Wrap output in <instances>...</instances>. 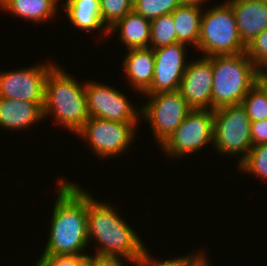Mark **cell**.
<instances>
[{
    "label": "cell",
    "mask_w": 267,
    "mask_h": 266,
    "mask_svg": "<svg viewBox=\"0 0 267 266\" xmlns=\"http://www.w3.org/2000/svg\"><path fill=\"white\" fill-rule=\"evenodd\" d=\"M44 255H88L87 190L61 178Z\"/></svg>",
    "instance_id": "cell-1"
},
{
    "label": "cell",
    "mask_w": 267,
    "mask_h": 266,
    "mask_svg": "<svg viewBox=\"0 0 267 266\" xmlns=\"http://www.w3.org/2000/svg\"><path fill=\"white\" fill-rule=\"evenodd\" d=\"M88 238L97 242L94 254L123 257L132 261L147 248L138 233L110 204L99 202L87 191ZM92 238L94 240H92Z\"/></svg>",
    "instance_id": "cell-2"
},
{
    "label": "cell",
    "mask_w": 267,
    "mask_h": 266,
    "mask_svg": "<svg viewBox=\"0 0 267 266\" xmlns=\"http://www.w3.org/2000/svg\"><path fill=\"white\" fill-rule=\"evenodd\" d=\"M49 115L72 134H76L89 119L85 83H78L58 64L50 69L45 83L43 116L47 119Z\"/></svg>",
    "instance_id": "cell-3"
},
{
    "label": "cell",
    "mask_w": 267,
    "mask_h": 266,
    "mask_svg": "<svg viewBox=\"0 0 267 266\" xmlns=\"http://www.w3.org/2000/svg\"><path fill=\"white\" fill-rule=\"evenodd\" d=\"M212 70V111L240 105L262 77L246 52L212 56Z\"/></svg>",
    "instance_id": "cell-4"
},
{
    "label": "cell",
    "mask_w": 267,
    "mask_h": 266,
    "mask_svg": "<svg viewBox=\"0 0 267 266\" xmlns=\"http://www.w3.org/2000/svg\"><path fill=\"white\" fill-rule=\"evenodd\" d=\"M199 50L204 57L246 52V46L238 33L233 9L227 2L206 10L203 8Z\"/></svg>",
    "instance_id": "cell-5"
},
{
    "label": "cell",
    "mask_w": 267,
    "mask_h": 266,
    "mask_svg": "<svg viewBox=\"0 0 267 266\" xmlns=\"http://www.w3.org/2000/svg\"><path fill=\"white\" fill-rule=\"evenodd\" d=\"M213 115V149L228 158L241 157L239 165L252 148L251 121L246 109L242 104L226 106L214 110Z\"/></svg>",
    "instance_id": "cell-6"
},
{
    "label": "cell",
    "mask_w": 267,
    "mask_h": 266,
    "mask_svg": "<svg viewBox=\"0 0 267 266\" xmlns=\"http://www.w3.org/2000/svg\"><path fill=\"white\" fill-rule=\"evenodd\" d=\"M147 96V102L140 107V119H145L150 125L156 144L161 147L192 109L179 91L145 95Z\"/></svg>",
    "instance_id": "cell-7"
},
{
    "label": "cell",
    "mask_w": 267,
    "mask_h": 266,
    "mask_svg": "<svg viewBox=\"0 0 267 266\" xmlns=\"http://www.w3.org/2000/svg\"><path fill=\"white\" fill-rule=\"evenodd\" d=\"M138 123H123L89 117L85 125L75 134L86 140L91 151L100 160L120 156L131 146L136 137Z\"/></svg>",
    "instance_id": "cell-8"
},
{
    "label": "cell",
    "mask_w": 267,
    "mask_h": 266,
    "mask_svg": "<svg viewBox=\"0 0 267 266\" xmlns=\"http://www.w3.org/2000/svg\"><path fill=\"white\" fill-rule=\"evenodd\" d=\"M213 111L192 109L185 120L161 146L172 159L185 157L213 145ZM174 157V158H173Z\"/></svg>",
    "instance_id": "cell-9"
},
{
    "label": "cell",
    "mask_w": 267,
    "mask_h": 266,
    "mask_svg": "<svg viewBox=\"0 0 267 266\" xmlns=\"http://www.w3.org/2000/svg\"><path fill=\"white\" fill-rule=\"evenodd\" d=\"M85 95L89 117L123 123H138L141 109L125 97L122 91L99 82H85Z\"/></svg>",
    "instance_id": "cell-10"
},
{
    "label": "cell",
    "mask_w": 267,
    "mask_h": 266,
    "mask_svg": "<svg viewBox=\"0 0 267 266\" xmlns=\"http://www.w3.org/2000/svg\"><path fill=\"white\" fill-rule=\"evenodd\" d=\"M53 62L38 63L34 66L13 71H0V97L45 104V83Z\"/></svg>",
    "instance_id": "cell-11"
},
{
    "label": "cell",
    "mask_w": 267,
    "mask_h": 266,
    "mask_svg": "<svg viewBox=\"0 0 267 266\" xmlns=\"http://www.w3.org/2000/svg\"><path fill=\"white\" fill-rule=\"evenodd\" d=\"M188 46L183 43L153 49L154 74L150 88L143 95L179 90L189 61L186 60Z\"/></svg>",
    "instance_id": "cell-12"
},
{
    "label": "cell",
    "mask_w": 267,
    "mask_h": 266,
    "mask_svg": "<svg viewBox=\"0 0 267 266\" xmlns=\"http://www.w3.org/2000/svg\"><path fill=\"white\" fill-rule=\"evenodd\" d=\"M212 56L189 60L179 92L195 110H212Z\"/></svg>",
    "instance_id": "cell-13"
},
{
    "label": "cell",
    "mask_w": 267,
    "mask_h": 266,
    "mask_svg": "<svg viewBox=\"0 0 267 266\" xmlns=\"http://www.w3.org/2000/svg\"><path fill=\"white\" fill-rule=\"evenodd\" d=\"M232 7L239 36L247 46L267 29V2L264 0H227Z\"/></svg>",
    "instance_id": "cell-14"
},
{
    "label": "cell",
    "mask_w": 267,
    "mask_h": 266,
    "mask_svg": "<svg viewBox=\"0 0 267 266\" xmlns=\"http://www.w3.org/2000/svg\"><path fill=\"white\" fill-rule=\"evenodd\" d=\"M124 57L123 69L128 84L139 94H144L151 86L154 74L153 48L129 49Z\"/></svg>",
    "instance_id": "cell-15"
},
{
    "label": "cell",
    "mask_w": 267,
    "mask_h": 266,
    "mask_svg": "<svg viewBox=\"0 0 267 266\" xmlns=\"http://www.w3.org/2000/svg\"><path fill=\"white\" fill-rule=\"evenodd\" d=\"M43 109L36 103L0 97V127L23 130L43 121Z\"/></svg>",
    "instance_id": "cell-16"
},
{
    "label": "cell",
    "mask_w": 267,
    "mask_h": 266,
    "mask_svg": "<svg viewBox=\"0 0 267 266\" xmlns=\"http://www.w3.org/2000/svg\"><path fill=\"white\" fill-rule=\"evenodd\" d=\"M117 33L120 43L129 49L150 48L151 20L134 10L108 29V35Z\"/></svg>",
    "instance_id": "cell-17"
},
{
    "label": "cell",
    "mask_w": 267,
    "mask_h": 266,
    "mask_svg": "<svg viewBox=\"0 0 267 266\" xmlns=\"http://www.w3.org/2000/svg\"><path fill=\"white\" fill-rule=\"evenodd\" d=\"M60 5L65 9L68 21L77 29L87 32L99 30L101 37L108 36V29L101 20L99 0H66Z\"/></svg>",
    "instance_id": "cell-18"
},
{
    "label": "cell",
    "mask_w": 267,
    "mask_h": 266,
    "mask_svg": "<svg viewBox=\"0 0 267 266\" xmlns=\"http://www.w3.org/2000/svg\"><path fill=\"white\" fill-rule=\"evenodd\" d=\"M60 0H0V9L23 20L43 24L58 12Z\"/></svg>",
    "instance_id": "cell-19"
},
{
    "label": "cell",
    "mask_w": 267,
    "mask_h": 266,
    "mask_svg": "<svg viewBox=\"0 0 267 266\" xmlns=\"http://www.w3.org/2000/svg\"><path fill=\"white\" fill-rule=\"evenodd\" d=\"M203 8L195 4L181 3L171 13L175 23L177 43L190 45L198 51Z\"/></svg>",
    "instance_id": "cell-20"
},
{
    "label": "cell",
    "mask_w": 267,
    "mask_h": 266,
    "mask_svg": "<svg viewBox=\"0 0 267 266\" xmlns=\"http://www.w3.org/2000/svg\"><path fill=\"white\" fill-rule=\"evenodd\" d=\"M242 106L246 109L249 120L267 119V84L261 79L244 97Z\"/></svg>",
    "instance_id": "cell-21"
},
{
    "label": "cell",
    "mask_w": 267,
    "mask_h": 266,
    "mask_svg": "<svg viewBox=\"0 0 267 266\" xmlns=\"http://www.w3.org/2000/svg\"><path fill=\"white\" fill-rule=\"evenodd\" d=\"M175 43L177 35L172 14L151 20L150 48L157 49Z\"/></svg>",
    "instance_id": "cell-22"
},
{
    "label": "cell",
    "mask_w": 267,
    "mask_h": 266,
    "mask_svg": "<svg viewBox=\"0 0 267 266\" xmlns=\"http://www.w3.org/2000/svg\"><path fill=\"white\" fill-rule=\"evenodd\" d=\"M238 168L249 175L261 178L267 182V144L252 146L247 157Z\"/></svg>",
    "instance_id": "cell-23"
},
{
    "label": "cell",
    "mask_w": 267,
    "mask_h": 266,
    "mask_svg": "<svg viewBox=\"0 0 267 266\" xmlns=\"http://www.w3.org/2000/svg\"><path fill=\"white\" fill-rule=\"evenodd\" d=\"M180 4V0H133V10L144 18L153 20L171 14Z\"/></svg>",
    "instance_id": "cell-24"
},
{
    "label": "cell",
    "mask_w": 267,
    "mask_h": 266,
    "mask_svg": "<svg viewBox=\"0 0 267 266\" xmlns=\"http://www.w3.org/2000/svg\"><path fill=\"white\" fill-rule=\"evenodd\" d=\"M101 20L109 29L133 10V0H99Z\"/></svg>",
    "instance_id": "cell-25"
},
{
    "label": "cell",
    "mask_w": 267,
    "mask_h": 266,
    "mask_svg": "<svg viewBox=\"0 0 267 266\" xmlns=\"http://www.w3.org/2000/svg\"><path fill=\"white\" fill-rule=\"evenodd\" d=\"M247 56L262 74H267V29L246 46Z\"/></svg>",
    "instance_id": "cell-26"
},
{
    "label": "cell",
    "mask_w": 267,
    "mask_h": 266,
    "mask_svg": "<svg viewBox=\"0 0 267 266\" xmlns=\"http://www.w3.org/2000/svg\"><path fill=\"white\" fill-rule=\"evenodd\" d=\"M186 254L181 257L167 258L166 260H159L158 257L151 256V252L146 249L139 257L128 262L136 266H186L198 253ZM157 258V259H155Z\"/></svg>",
    "instance_id": "cell-27"
},
{
    "label": "cell",
    "mask_w": 267,
    "mask_h": 266,
    "mask_svg": "<svg viewBox=\"0 0 267 266\" xmlns=\"http://www.w3.org/2000/svg\"><path fill=\"white\" fill-rule=\"evenodd\" d=\"M86 255H44L36 261L38 266H78L79 261Z\"/></svg>",
    "instance_id": "cell-28"
},
{
    "label": "cell",
    "mask_w": 267,
    "mask_h": 266,
    "mask_svg": "<svg viewBox=\"0 0 267 266\" xmlns=\"http://www.w3.org/2000/svg\"><path fill=\"white\" fill-rule=\"evenodd\" d=\"M252 146L267 144V119L251 122Z\"/></svg>",
    "instance_id": "cell-29"
},
{
    "label": "cell",
    "mask_w": 267,
    "mask_h": 266,
    "mask_svg": "<svg viewBox=\"0 0 267 266\" xmlns=\"http://www.w3.org/2000/svg\"><path fill=\"white\" fill-rule=\"evenodd\" d=\"M123 257L94 254L95 266H127Z\"/></svg>",
    "instance_id": "cell-30"
},
{
    "label": "cell",
    "mask_w": 267,
    "mask_h": 266,
    "mask_svg": "<svg viewBox=\"0 0 267 266\" xmlns=\"http://www.w3.org/2000/svg\"><path fill=\"white\" fill-rule=\"evenodd\" d=\"M206 253L200 251L186 266H210Z\"/></svg>",
    "instance_id": "cell-31"
},
{
    "label": "cell",
    "mask_w": 267,
    "mask_h": 266,
    "mask_svg": "<svg viewBox=\"0 0 267 266\" xmlns=\"http://www.w3.org/2000/svg\"><path fill=\"white\" fill-rule=\"evenodd\" d=\"M78 266H95L94 254L84 256L78 263Z\"/></svg>",
    "instance_id": "cell-32"
},
{
    "label": "cell",
    "mask_w": 267,
    "mask_h": 266,
    "mask_svg": "<svg viewBox=\"0 0 267 266\" xmlns=\"http://www.w3.org/2000/svg\"><path fill=\"white\" fill-rule=\"evenodd\" d=\"M183 4H195L202 6L208 0H180Z\"/></svg>",
    "instance_id": "cell-33"
},
{
    "label": "cell",
    "mask_w": 267,
    "mask_h": 266,
    "mask_svg": "<svg viewBox=\"0 0 267 266\" xmlns=\"http://www.w3.org/2000/svg\"><path fill=\"white\" fill-rule=\"evenodd\" d=\"M261 79L267 84V74H262Z\"/></svg>",
    "instance_id": "cell-34"
}]
</instances>
